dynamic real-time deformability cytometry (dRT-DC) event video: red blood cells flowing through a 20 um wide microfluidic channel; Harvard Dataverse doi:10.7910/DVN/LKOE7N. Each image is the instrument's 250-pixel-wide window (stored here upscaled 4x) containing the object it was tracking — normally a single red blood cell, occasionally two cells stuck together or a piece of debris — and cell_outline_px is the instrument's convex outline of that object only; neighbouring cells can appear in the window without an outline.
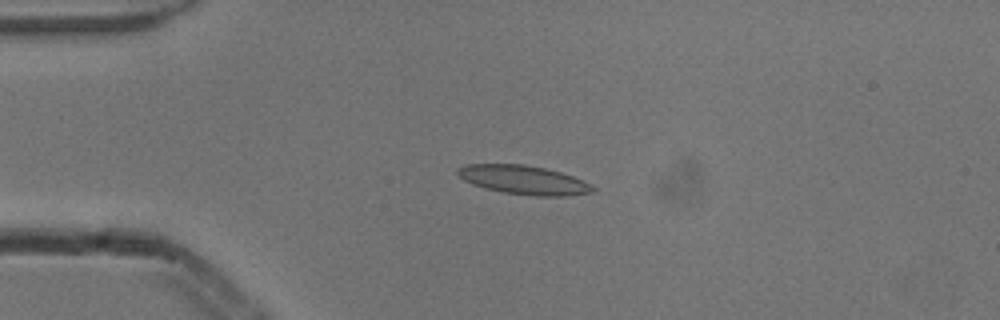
{"species": "common noctule bat (a hibernating species)", "species_latin": "Nyctalus noctula", "temperature_condition": "cold", "stored_images_in_passage": 5, "camera_frame_rate_fps": 3000, "um_per_image_px": 0.085, "animal": {"sex": "male", "body_mass_g": 13.3}, "frame": {"image": 1, "passage_image": 4, "time_ms": 1.0, "image_size_px": [1000, 320], "cell_outline_px": [[596, 192], [564, 196], [536, 196], [504, 192], [484, 188], [472, 184], [464, 180], [456, 172], [456, 168], [464, 164], [524, 164], [544, 168], [560, 172], [572, 176], [596, 188]], "centroid_in_image_um": [44.48, 15.29], "position_along_channel_um": 40.5, "area_um2": 22.66}}